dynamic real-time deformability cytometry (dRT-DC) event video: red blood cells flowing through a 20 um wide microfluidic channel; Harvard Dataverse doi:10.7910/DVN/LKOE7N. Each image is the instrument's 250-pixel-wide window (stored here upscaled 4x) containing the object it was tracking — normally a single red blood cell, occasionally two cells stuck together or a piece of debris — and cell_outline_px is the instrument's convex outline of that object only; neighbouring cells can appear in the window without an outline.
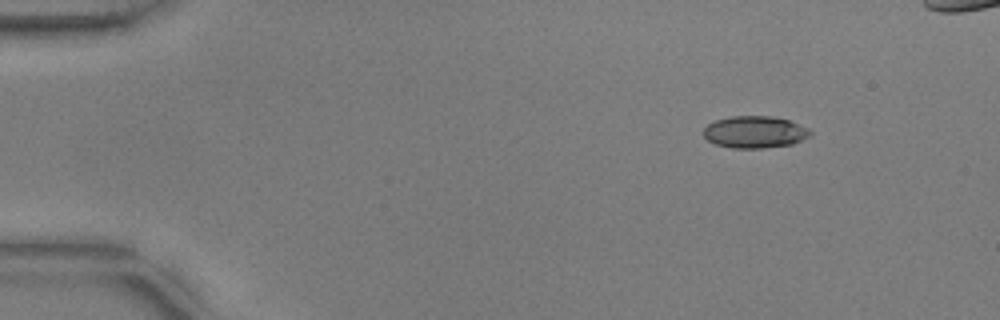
{"species": "common noctule bat (a hibernating species)", "species_latin": "Nyctalus noctula", "temperature_condition": "warm", "stored_images_in_passage": 46, "camera_frame_rate_fps": 3000, "um_per_image_px": 0.085, "animal": {"sex": "male", "body_mass_g": 17.9, "forearm_length_mm": 54.2}, "frame": {"image": 1, "passage_image": 1, "time_ms": 0.0, "image_size_px": [1000, 320], "cell_outline_px": [[812, 136], [792, 144], [764, 148], [732, 148], [716, 144], [708, 140], [704, 136], [704, 128], [708, 124], [716, 120], [732, 116], [772, 116], [788, 120], [808, 128], [812, 132]], "centroid_in_image_um": [64.18, 11.22], "position_along_channel_um": 20.8, "area_um2": 19.88}}
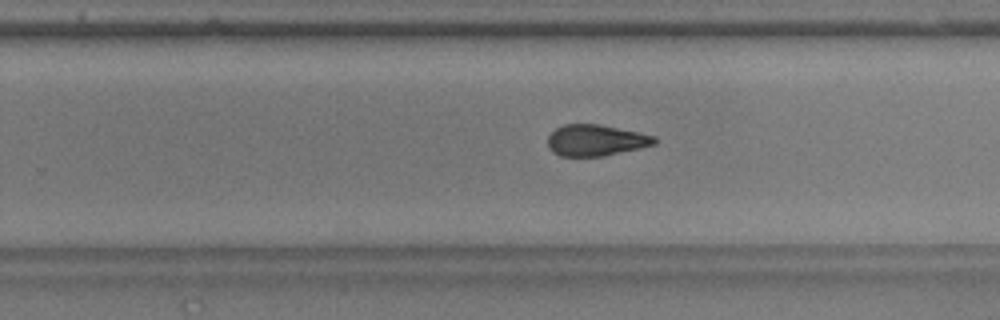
{"frame": {"image": 2, "passage_image": 29, "time_ms": 9.333, "image_size_px": [1000, 320], "cell_outline_px": [[656, 144], [640, 148], [604, 156], [560, 156], [552, 152], [548, 144], [548, 136], [556, 128], [564, 124], [600, 124], [656, 136]], "centroid_in_image_um": [50.64, 11.92], "position_along_channel_um": 279.2, "area_um2": 19.42}}
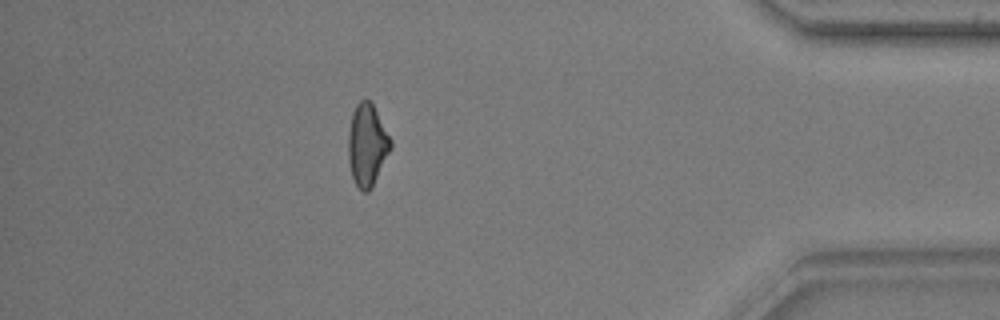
{"frame": {"image": 3, "passage_image": 42, "time_ms": 13.667, "image_size_px": [1000, 320], "cell_outline_px": [[392, 148], [368, 192], [364, 192], [356, 184], [352, 176], [348, 160], [348, 132], [352, 112], [356, 104], [360, 100], [368, 100], [372, 104], [392, 140]], "centroid_in_image_um": [31.19, 12.3], "position_along_channel_um": 404.0, "area_um2": 20.0}}